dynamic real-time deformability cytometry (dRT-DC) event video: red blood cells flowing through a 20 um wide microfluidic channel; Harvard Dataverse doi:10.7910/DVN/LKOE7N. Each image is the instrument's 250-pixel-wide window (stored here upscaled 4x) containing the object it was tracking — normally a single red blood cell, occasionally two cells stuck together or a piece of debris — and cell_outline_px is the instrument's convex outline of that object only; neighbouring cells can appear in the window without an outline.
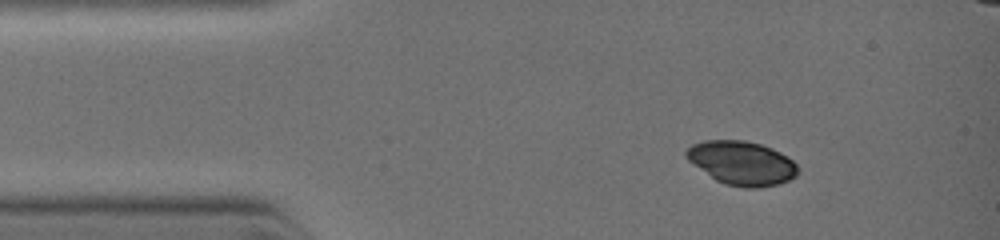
{"species": "common noctule bat (a hibernating species)", "species_latin": "Nyctalus noctula", "temperature_condition": "warm", "stored_images_in_passage": 21, "camera_frame_rate_fps": 3000, "um_per_image_px": 0.085, "animal": {"sex": "female", "body_mass_g": 19.0, "forearm_length_mm": 51.5}, "frame": {"image": 1, "passage_image": 1, "time_ms": 0.0, "image_size_px": [1000, 240], "cell_outline_px": [[800, 172], [796, 176], [780, 184], [760, 188], [744, 188], [724, 184], [716, 180], [688, 160], [684, 152], [692, 144], [704, 140], [744, 140], [760, 144], [772, 148], [780, 152], [792, 160], [796, 164]], "centroid_in_image_um": [63.07, 13.86], "position_along_channel_um": 21.9, "area_um2": 28.61}}
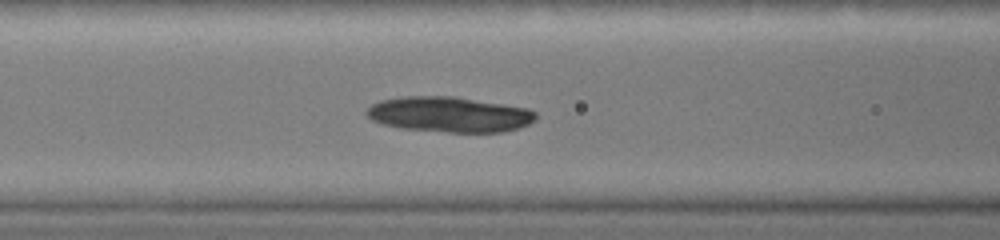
{"frame": {"image": 2, "passage_image": 11, "time_ms": 3.0, "image_size_px": [1000, 240], "cell_outline_px": [[536, 116], [528, 124], [504, 132], [448, 132], [400, 128], [384, 124], [372, 120], [364, 112], [372, 104], [380, 100], [400, 96], [456, 96], [528, 108], [536, 112]], "centroid_in_image_um": [38.16, 9.71], "position_along_channel_um": 128.4, "area_um2": 34.91}}
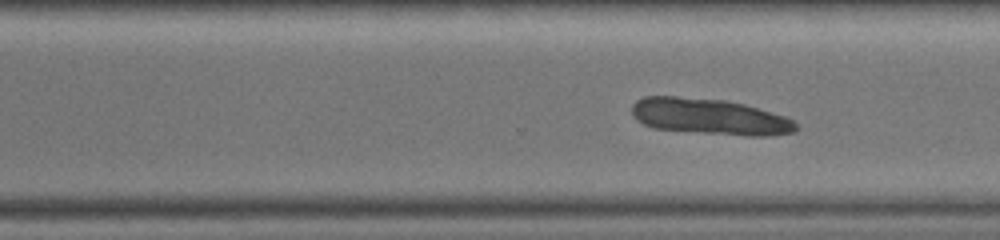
{"frame": {"image": 3, "passage_image": 21, "time_ms": 6.333, "image_size_px": [1000, 240], "cell_outline_px": [[796, 132], [772, 136], [744, 136], [656, 128], [644, 124], [632, 112], [632, 104], [636, 100], [644, 96], [676, 96], [724, 100], [744, 104], [784, 116], [792, 120], [796, 124]], "centroid_in_image_um": [60.35, 9.91], "position_along_channel_um": 310.3, "area_um2": 34.16}}